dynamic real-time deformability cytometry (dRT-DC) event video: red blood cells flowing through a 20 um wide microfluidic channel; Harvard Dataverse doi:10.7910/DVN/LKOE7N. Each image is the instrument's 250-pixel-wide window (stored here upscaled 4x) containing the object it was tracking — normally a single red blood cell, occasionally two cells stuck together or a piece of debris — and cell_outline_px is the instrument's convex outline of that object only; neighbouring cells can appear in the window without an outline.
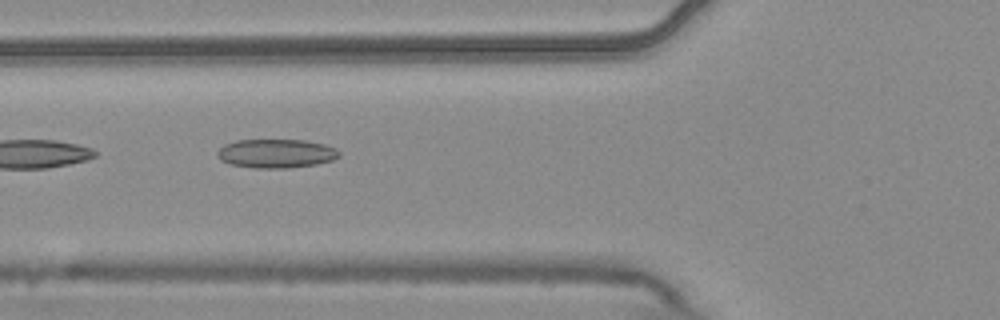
{"species": "common noctule bat (a hibernating species)", "species_latin": "Nyctalus noctula", "temperature_condition": "warm", "stored_images_in_passage": 7, "camera_frame_rate_fps": 3000, "um_per_image_px": 0.085, "animal": {"sex": "male", "body_mass_g": 20.4}, "frame": {"image": 1, "passage_image": 5, "time_ms": 1.333, "image_size_px": [1000, 320], "cell_outline_px": [[340, 156], [332, 160], [316, 164], [288, 168], [256, 168], [232, 164], [220, 160], [216, 156], [216, 152], [224, 144], [236, 140], [304, 140], [324, 144], [336, 148], [340, 152]], "centroid_in_image_um": [23.46, 13.04], "position_along_channel_um": 102.3, "area_um2": 20.52}}
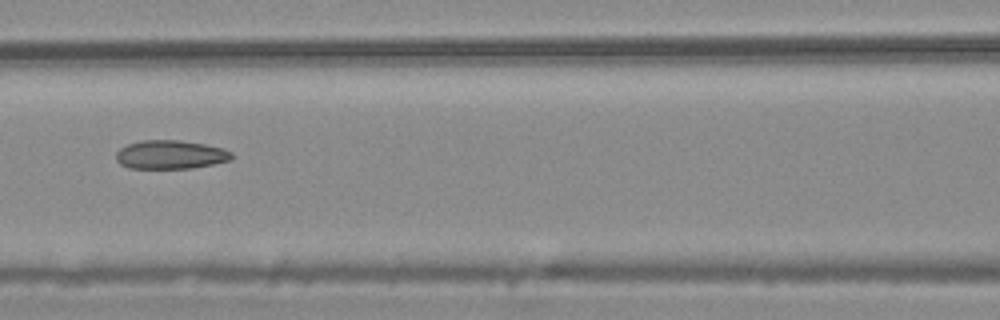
{"frame": {"image": 2, "passage_image": 6, "time_ms": 1.667, "image_size_px": [1000, 320], "cell_outline_px": [[232, 160], [192, 168], [128, 168], [120, 164], [116, 160], [116, 152], [120, 148], [128, 144], [140, 140], [180, 140], [204, 144], [224, 148], [232, 152]], "centroid_in_image_um": [14.49, 13.14], "position_along_channel_um": 152.1, "area_um2": 19.42}}
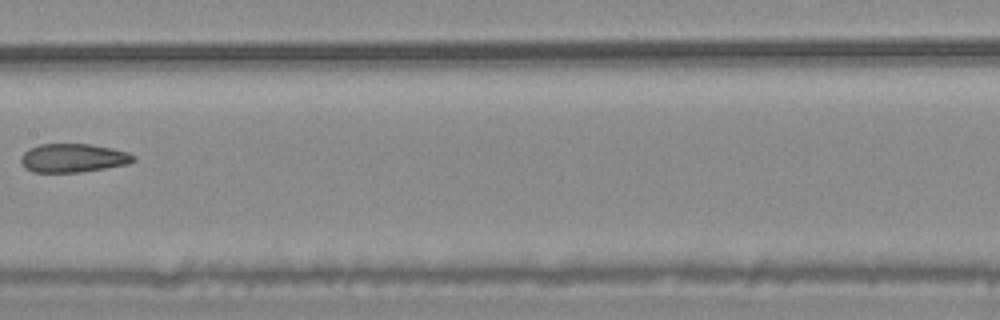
{"frame": {"image": 3, "passage_image": 7, "time_ms": 2.0, "image_size_px": [1000, 320], "cell_outline_px": [[136, 160], [128, 164], [80, 172], [32, 172], [24, 168], [20, 160], [24, 152], [28, 148], [40, 144], [88, 144], [112, 148], [128, 152], [136, 156]], "centroid_in_image_um": [6.21, 13.43], "position_along_channel_um": 201.2, "area_um2": 18.84}}